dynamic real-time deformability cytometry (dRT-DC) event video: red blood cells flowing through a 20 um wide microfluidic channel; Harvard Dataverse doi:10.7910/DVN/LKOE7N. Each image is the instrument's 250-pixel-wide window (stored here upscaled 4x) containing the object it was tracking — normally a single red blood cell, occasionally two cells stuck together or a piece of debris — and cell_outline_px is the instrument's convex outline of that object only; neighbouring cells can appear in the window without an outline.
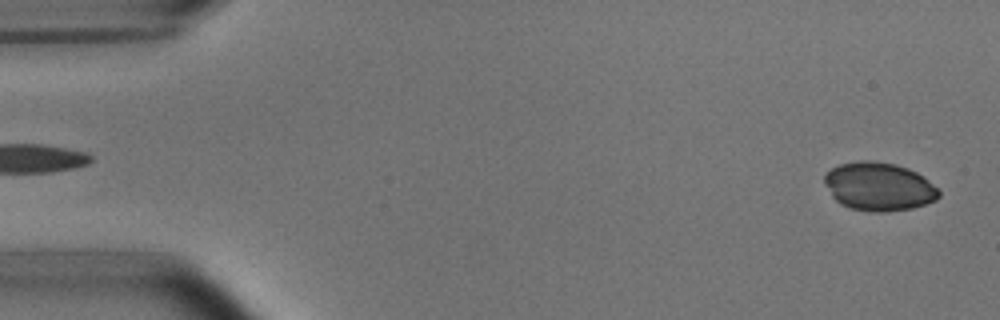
{"species": "common noctule bat (a hibernating species)", "species_latin": "Nyctalus noctula", "temperature_condition": "room temperature", "stored_images_in_passage": 6, "segment_of_instrument_passage": [2, 2], "camera_frame_rate_fps": 3000, "um_per_image_px": 0.085, "animal": {"sex": "male", "body_mass_g": 15.6}, "frame": {"image": 1, "passage_image": 6, "time_ms": 5.667, "image_size_px": [1000, 320], "cell_outline_px": [[940, 196], [936, 200], [912, 208], [888, 212], [872, 212], [848, 208], [840, 204], [832, 196], [824, 184], [824, 176], [832, 168], [840, 164], [856, 160], [872, 160], [896, 164], [908, 168], [924, 176], [940, 192]], "centroid_in_image_um": [74.69, 15.86], "position_along_channel_um": 10.3, "area_um2": 32.48}}